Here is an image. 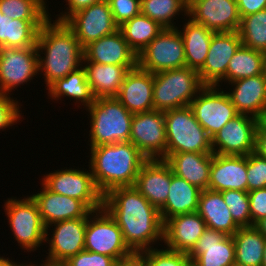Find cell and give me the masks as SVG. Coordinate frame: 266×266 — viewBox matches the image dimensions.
Returning a JSON list of instances; mask_svg holds the SVG:
<instances>
[{
	"label": "cell",
	"mask_w": 266,
	"mask_h": 266,
	"mask_svg": "<svg viewBox=\"0 0 266 266\" xmlns=\"http://www.w3.org/2000/svg\"><path fill=\"white\" fill-rule=\"evenodd\" d=\"M238 33L243 46L266 52V9L242 17Z\"/></svg>",
	"instance_id": "cell-38"
},
{
	"label": "cell",
	"mask_w": 266,
	"mask_h": 266,
	"mask_svg": "<svg viewBox=\"0 0 266 266\" xmlns=\"http://www.w3.org/2000/svg\"><path fill=\"white\" fill-rule=\"evenodd\" d=\"M240 17L266 9V0H236Z\"/></svg>",
	"instance_id": "cell-48"
},
{
	"label": "cell",
	"mask_w": 266,
	"mask_h": 266,
	"mask_svg": "<svg viewBox=\"0 0 266 266\" xmlns=\"http://www.w3.org/2000/svg\"><path fill=\"white\" fill-rule=\"evenodd\" d=\"M86 111L90 118V147L129 141L133 113L116 97L95 98Z\"/></svg>",
	"instance_id": "cell-4"
},
{
	"label": "cell",
	"mask_w": 266,
	"mask_h": 266,
	"mask_svg": "<svg viewBox=\"0 0 266 266\" xmlns=\"http://www.w3.org/2000/svg\"><path fill=\"white\" fill-rule=\"evenodd\" d=\"M46 90H48V98L52 101H62L61 98L68 97L67 100L70 99L71 101L73 99L74 103H78V107L84 106V109L95 100L83 67L69 73L64 78L56 80Z\"/></svg>",
	"instance_id": "cell-32"
},
{
	"label": "cell",
	"mask_w": 266,
	"mask_h": 266,
	"mask_svg": "<svg viewBox=\"0 0 266 266\" xmlns=\"http://www.w3.org/2000/svg\"><path fill=\"white\" fill-rule=\"evenodd\" d=\"M260 123L266 128V112L264 116L262 117V119L260 120Z\"/></svg>",
	"instance_id": "cell-56"
},
{
	"label": "cell",
	"mask_w": 266,
	"mask_h": 266,
	"mask_svg": "<svg viewBox=\"0 0 266 266\" xmlns=\"http://www.w3.org/2000/svg\"><path fill=\"white\" fill-rule=\"evenodd\" d=\"M225 91L220 86L204 85L189 105L210 137L239 115Z\"/></svg>",
	"instance_id": "cell-11"
},
{
	"label": "cell",
	"mask_w": 266,
	"mask_h": 266,
	"mask_svg": "<svg viewBox=\"0 0 266 266\" xmlns=\"http://www.w3.org/2000/svg\"><path fill=\"white\" fill-rule=\"evenodd\" d=\"M197 212L206 223V227L233 236L240 228L232 218L228 205L221 192L202 190L199 196Z\"/></svg>",
	"instance_id": "cell-29"
},
{
	"label": "cell",
	"mask_w": 266,
	"mask_h": 266,
	"mask_svg": "<svg viewBox=\"0 0 266 266\" xmlns=\"http://www.w3.org/2000/svg\"><path fill=\"white\" fill-rule=\"evenodd\" d=\"M159 247L144 250L136 253L135 256L143 263L144 266H188L192 261L188 253L173 251Z\"/></svg>",
	"instance_id": "cell-40"
},
{
	"label": "cell",
	"mask_w": 266,
	"mask_h": 266,
	"mask_svg": "<svg viewBox=\"0 0 266 266\" xmlns=\"http://www.w3.org/2000/svg\"><path fill=\"white\" fill-rule=\"evenodd\" d=\"M186 16L182 29L177 27L183 41L186 67L199 71L205 64L214 31Z\"/></svg>",
	"instance_id": "cell-31"
},
{
	"label": "cell",
	"mask_w": 266,
	"mask_h": 266,
	"mask_svg": "<svg viewBox=\"0 0 266 266\" xmlns=\"http://www.w3.org/2000/svg\"><path fill=\"white\" fill-rule=\"evenodd\" d=\"M84 250L110 256L117 262L135 256L125 243L120 227L104 208L93 211L88 217Z\"/></svg>",
	"instance_id": "cell-8"
},
{
	"label": "cell",
	"mask_w": 266,
	"mask_h": 266,
	"mask_svg": "<svg viewBox=\"0 0 266 266\" xmlns=\"http://www.w3.org/2000/svg\"><path fill=\"white\" fill-rule=\"evenodd\" d=\"M262 75L266 78V52L263 55Z\"/></svg>",
	"instance_id": "cell-54"
},
{
	"label": "cell",
	"mask_w": 266,
	"mask_h": 266,
	"mask_svg": "<svg viewBox=\"0 0 266 266\" xmlns=\"http://www.w3.org/2000/svg\"><path fill=\"white\" fill-rule=\"evenodd\" d=\"M164 28L153 19L136 15L119 26L130 49L138 55Z\"/></svg>",
	"instance_id": "cell-35"
},
{
	"label": "cell",
	"mask_w": 266,
	"mask_h": 266,
	"mask_svg": "<svg viewBox=\"0 0 266 266\" xmlns=\"http://www.w3.org/2000/svg\"><path fill=\"white\" fill-rule=\"evenodd\" d=\"M188 18L214 32L238 31L241 23L236 0H189Z\"/></svg>",
	"instance_id": "cell-18"
},
{
	"label": "cell",
	"mask_w": 266,
	"mask_h": 266,
	"mask_svg": "<svg viewBox=\"0 0 266 266\" xmlns=\"http://www.w3.org/2000/svg\"><path fill=\"white\" fill-rule=\"evenodd\" d=\"M0 266H18V263L5 256H0Z\"/></svg>",
	"instance_id": "cell-52"
},
{
	"label": "cell",
	"mask_w": 266,
	"mask_h": 266,
	"mask_svg": "<svg viewBox=\"0 0 266 266\" xmlns=\"http://www.w3.org/2000/svg\"><path fill=\"white\" fill-rule=\"evenodd\" d=\"M36 47L38 73L43 75L45 89L82 67L83 47L64 22L52 20L50 17L39 29Z\"/></svg>",
	"instance_id": "cell-2"
},
{
	"label": "cell",
	"mask_w": 266,
	"mask_h": 266,
	"mask_svg": "<svg viewBox=\"0 0 266 266\" xmlns=\"http://www.w3.org/2000/svg\"><path fill=\"white\" fill-rule=\"evenodd\" d=\"M40 191L31 194L45 227L59 221L85 217L91 210L81 201L51 192L41 183Z\"/></svg>",
	"instance_id": "cell-23"
},
{
	"label": "cell",
	"mask_w": 266,
	"mask_h": 266,
	"mask_svg": "<svg viewBox=\"0 0 266 266\" xmlns=\"http://www.w3.org/2000/svg\"><path fill=\"white\" fill-rule=\"evenodd\" d=\"M82 169L54 170L45 174L40 182L53 193L81 200L91 211L99 210L103 208L104 195L98 190L90 168Z\"/></svg>",
	"instance_id": "cell-9"
},
{
	"label": "cell",
	"mask_w": 266,
	"mask_h": 266,
	"mask_svg": "<svg viewBox=\"0 0 266 266\" xmlns=\"http://www.w3.org/2000/svg\"><path fill=\"white\" fill-rule=\"evenodd\" d=\"M4 212L13 238L22 250L34 252L45 243L46 227L31 195L23 199L8 198L4 202Z\"/></svg>",
	"instance_id": "cell-7"
},
{
	"label": "cell",
	"mask_w": 266,
	"mask_h": 266,
	"mask_svg": "<svg viewBox=\"0 0 266 266\" xmlns=\"http://www.w3.org/2000/svg\"><path fill=\"white\" fill-rule=\"evenodd\" d=\"M227 85L232 87L226 93L237 112L261 120L266 112V78L260 74L238 79Z\"/></svg>",
	"instance_id": "cell-22"
},
{
	"label": "cell",
	"mask_w": 266,
	"mask_h": 266,
	"mask_svg": "<svg viewBox=\"0 0 266 266\" xmlns=\"http://www.w3.org/2000/svg\"><path fill=\"white\" fill-rule=\"evenodd\" d=\"M137 66L157 73L186 67L184 41L177 28H164L137 55Z\"/></svg>",
	"instance_id": "cell-10"
},
{
	"label": "cell",
	"mask_w": 266,
	"mask_h": 266,
	"mask_svg": "<svg viewBox=\"0 0 266 266\" xmlns=\"http://www.w3.org/2000/svg\"><path fill=\"white\" fill-rule=\"evenodd\" d=\"M89 148L88 167L103 195L116 187L134 186L138 172L147 160L129 141Z\"/></svg>",
	"instance_id": "cell-3"
},
{
	"label": "cell",
	"mask_w": 266,
	"mask_h": 266,
	"mask_svg": "<svg viewBox=\"0 0 266 266\" xmlns=\"http://www.w3.org/2000/svg\"><path fill=\"white\" fill-rule=\"evenodd\" d=\"M266 187V159L252 152L247 155V192Z\"/></svg>",
	"instance_id": "cell-42"
},
{
	"label": "cell",
	"mask_w": 266,
	"mask_h": 266,
	"mask_svg": "<svg viewBox=\"0 0 266 266\" xmlns=\"http://www.w3.org/2000/svg\"><path fill=\"white\" fill-rule=\"evenodd\" d=\"M206 228L205 221L197 211L175 215L164 222L165 248L189 253Z\"/></svg>",
	"instance_id": "cell-21"
},
{
	"label": "cell",
	"mask_w": 266,
	"mask_h": 266,
	"mask_svg": "<svg viewBox=\"0 0 266 266\" xmlns=\"http://www.w3.org/2000/svg\"><path fill=\"white\" fill-rule=\"evenodd\" d=\"M213 152H180L170 154L165 161L173 174L184 178L201 190L208 189Z\"/></svg>",
	"instance_id": "cell-27"
},
{
	"label": "cell",
	"mask_w": 266,
	"mask_h": 266,
	"mask_svg": "<svg viewBox=\"0 0 266 266\" xmlns=\"http://www.w3.org/2000/svg\"><path fill=\"white\" fill-rule=\"evenodd\" d=\"M241 45L238 31L215 32L205 64L198 71L201 83L220 87L225 84L228 63Z\"/></svg>",
	"instance_id": "cell-17"
},
{
	"label": "cell",
	"mask_w": 266,
	"mask_h": 266,
	"mask_svg": "<svg viewBox=\"0 0 266 266\" xmlns=\"http://www.w3.org/2000/svg\"><path fill=\"white\" fill-rule=\"evenodd\" d=\"M250 201L251 226L266 217V187L248 192Z\"/></svg>",
	"instance_id": "cell-46"
},
{
	"label": "cell",
	"mask_w": 266,
	"mask_h": 266,
	"mask_svg": "<svg viewBox=\"0 0 266 266\" xmlns=\"http://www.w3.org/2000/svg\"><path fill=\"white\" fill-rule=\"evenodd\" d=\"M64 1L67 2L65 5H67L68 7H66L64 11L60 12V14L55 15L58 16L55 17L57 18L55 21L65 22L75 12L87 8L92 4L97 3L101 0H64Z\"/></svg>",
	"instance_id": "cell-47"
},
{
	"label": "cell",
	"mask_w": 266,
	"mask_h": 266,
	"mask_svg": "<svg viewBox=\"0 0 266 266\" xmlns=\"http://www.w3.org/2000/svg\"><path fill=\"white\" fill-rule=\"evenodd\" d=\"M92 212L82 218L59 221L46 227L45 244H49L46 260L64 263L84 250L87 220ZM50 230H53L52 234Z\"/></svg>",
	"instance_id": "cell-16"
},
{
	"label": "cell",
	"mask_w": 266,
	"mask_h": 266,
	"mask_svg": "<svg viewBox=\"0 0 266 266\" xmlns=\"http://www.w3.org/2000/svg\"><path fill=\"white\" fill-rule=\"evenodd\" d=\"M201 189L189 184L184 178L173 174L171 169V184L165 204L159 210L162 222L179 215L198 210Z\"/></svg>",
	"instance_id": "cell-30"
},
{
	"label": "cell",
	"mask_w": 266,
	"mask_h": 266,
	"mask_svg": "<svg viewBox=\"0 0 266 266\" xmlns=\"http://www.w3.org/2000/svg\"><path fill=\"white\" fill-rule=\"evenodd\" d=\"M166 158L180 152H213L211 137L196 120L190 106L164 111Z\"/></svg>",
	"instance_id": "cell-6"
},
{
	"label": "cell",
	"mask_w": 266,
	"mask_h": 266,
	"mask_svg": "<svg viewBox=\"0 0 266 266\" xmlns=\"http://www.w3.org/2000/svg\"><path fill=\"white\" fill-rule=\"evenodd\" d=\"M254 153L266 159V128L259 123L255 132Z\"/></svg>",
	"instance_id": "cell-49"
},
{
	"label": "cell",
	"mask_w": 266,
	"mask_h": 266,
	"mask_svg": "<svg viewBox=\"0 0 266 266\" xmlns=\"http://www.w3.org/2000/svg\"><path fill=\"white\" fill-rule=\"evenodd\" d=\"M83 53V62L137 65V55L130 49L120 30L90 42L83 48Z\"/></svg>",
	"instance_id": "cell-26"
},
{
	"label": "cell",
	"mask_w": 266,
	"mask_h": 266,
	"mask_svg": "<svg viewBox=\"0 0 266 266\" xmlns=\"http://www.w3.org/2000/svg\"><path fill=\"white\" fill-rule=\"evenodd\" d=\"M117 266H144V265L136 256H134L128 260L118 262Z\"/></svg>",
	"instance_id": "cell-50"
},
{
	"label": "cell",
	"mask_w": 266,
	"mask_h": 266,
	"mask_svg": "<svg viewBox=\"0 0 266 266\" xmlns=\"http://www.w3.org/2000/svg\"><path fill=\"white\" fill-rule=\"evenodd\" d=\"M263 55L264 52L241 45L228 63L225 84L262 74Z\"/></svg>",
	"instance_id": "cell-36"
},
{
	"label": "cell",
	"mask_w": 266,
	"mask_h": 266,
	"mask_svg": "<svg viewBox=\"0 0 266 266\" xmlns=\"http://www.w3.org/2000/svg\"><path fill=\"white\" fill-rule=\"evenodd\" d=\"M253 226L266 238V217L258 220Z\"/></svg>",
	"instance_id": "cell-51"
},
{
	"label": "cell",
	"mask_w": 266,
	"mask_h": 266,
	"mask_svg": "<svg viewBox=\"0 0 266 266\" xmlns=\"http://www.w3.org/2000/svg\"><path fill=\"white\" fill-rule=\"evenodd\" d=\"M41 262H43V263H41L39 266H66V264L65 263H62V262H52V261H48V260H41ZM33 266H38V264L36 265V264H33V263H31Z\"/></svg>",
	"instance_id": "cell-53"
},
{
	"label": "cell",
	"mask_w": 266,
	"mask_h": 266,
	"mask_svg": "<svg viewBox=\"0 0 266 266\" xmlns=\"http://www.w3.org/2000/svg\"><path fill=\"white\" fill-rule=\"evenodd\" d=\"M203 86L198 71L189 67L154 73V110L164 112L189 106Z\"/></svg>",
	"instance_id": "cell-5"
},
{
	"label": "cell",
	"mask_w": 266,
	"mask_h": 266,
	"mask_svg": "<svg viewBox=\"0 0 266 266\" xmlns=\"http://www.w3.org/2000/svg\"><path fill=\"white\" fill-rule=\"evenodd\" d=\"M261 266H266V242L264 246V255H263V260Z\"/></svg>",
	"instance_id": "cell-55"
},
{
	"label": "cell",
	"mask_w": 266,
	"mask_h": 266,
	"mask_svg": "<svg viewBox=\"0 0 266 266\" xmlns=\"http://www.w3.org/2000/svg\"><path fill=\"white\" fill-rule=\"evenodd\" d=\"M235 244V263L242 266H261L266 238L254 227H240L232 236Z\"/></svg>",
	"instance_id": "cell-34"
},
{
	"label": "cell",
	"mask_w": 266,
	"mask_h": 266,
	"mask_svg": "<svg viewBox=\"0 0 266 266\" xmlns=\"http://www.w3.org/2000/svg\"><path fill=\"white\" fill-rule=\"evenodd\" d=\"M131 142L147 159H166V129L163 111L133 114Z\"/></svg>",
	"instance_id": "cell-13"
},
{
	"label": "cell",
	"mask_w": 266,
	"mask_h": 266,
	"mask_svg": "<svg viewBox=\"0 0 266 266\" xmlns=\"http://www.w3.org/2000/svg\"><path fill=\"white\" fill-rule=\"evenodd\" d=\"M64 263L66 266H117L118 262L110 256L82 250Z\"/></svg>",
	"instance_id": "cell-45"
},
{
	"label": "cell",
	"mask_w": 266,
	"mask_h": 266,
	"mask_svg": "<svg viewBox=\"0 0 266 266\" xmlns=\"http://www.w3.org/2000/svg\"><path fill=\"white\" fill-rule=\"evenodd\" d=\"M170 184V165L163 159H147L138 172L134 187L160 210L166 202Z\"/></svg>",
	"instance_id": "cell-20"
},
{
	"label": "cell",
	"mask_w": 266,
	"mask_h": 266,
	"mask_svg": "<svg viewBox=\"0 0 266 266\" xmlns=\"http://www.w3.org/2000/svg\"><path fill=\"white\" fill-rule=\"evenodd\" d=\"M231 266H242V265L237 264V263H233Z\"/></svg>",
	"instance_id": "cell-59"
},
{
	"label": "cell",
	"mask_w": 266,
	"mask_h": 266,
	"mask_svg": "<svg viewBox=\"0 0 266 266\" xmlns=\"http://www.w3.org/2000/svg\"><path fill=\"white\" fill-rule=\"evenodd\" d=\"M260 120L239 114L211 137L214 154L247 156L254 152L255 132Z\"/></svg>",
	"instance_id": "cell-14"
},
{
	"label": "cell",
	"mask_w": 266,
	"mask_h": 266,
	"mask_svg": "<svg viewBox=\"0 0 266 266\" xmlns=\"http://www.w3.org/2000/svg\"><path fill=\"white\" fill-rule=\"evenodd\" d=\"M47 0H0V10L11 19L49 20Z\"/></svg>",
	"instance_id": "cell-39"
},
{
	"label": "cell",
	"mask_w": 266,
	"mask_h": 266,
	"mask_svg": "<svg viewBox=\"0 0 266 266\" xmlns=\"http://www.w3.org/2000/svg\"><path fill=\"white\" fill-rule=\"evenodd\" d=\"M232 218L239 227L251 226L250 201L247 191L224 190L221 192Z\"/></svg>",
	"instance_id": "cell-41"
},
{
	"label": "cell",
	"mask_w": 266,
	"mask_h": 266,
	"mask_svg": "<svg viewBox=\"0 0 266 266\" xmlns=\"http://www.w3.org/2000/svg\"><path fill=\"white\" fill-rule=\"evenodd\" d=\"M108 2L118 26L141 13V0H108Z\"/></svg>",
	"instance_id": "cell-44"
},
{
	"label": "cell",
	"mask_w": 266,
	"mask_h": 266,
	"mask_svg": "<svg viewBox=\"0 0 266 266\" xmlns=\"http://www.w3.org/2000/svg\"><path fill=\"white\" fill-rule=\"evenodd\" d=\"M136 66L82 62L86 79L95 98L115 97L127 73Z\"/></svg>",
	"instance_id": "cell-28"
},
{
	"label": "cell",
	"mask_w": 266,
	"mask_h": 266,
	"mask_svg": "<svg viewBox=\"0 0 266 266\" xmlns=\"http://www.w3.org/2000/svg\"><path fill=\"white\" fill-rule=\"evenodd\" d=\"M20 105V106H19ZM22 104L8 95L0 93V131L22 122L24 119L21 111Z\"/></svg>",
	"instance_id": "cell-43"
},
{
	"label": "cell",
	"mask_w": 266,
	"mask_h": 266,
	"mask_svg": "<svg viewBox=\"0 0 266 266\" xmlns=\"http://www.w3.org/2000/svg\"><path fill=\"white\" fill-rule=\"evenodd\" d=\"M18 266H33L32 264H31V262H29V263H27V264H21L20 262H18Z\"/></svg>",
	"instance_id": "cell-57"
},
{
	"label": "cell",
	"mask_w": 266,
	"mask_h": 266,
	"mask_svg": "<svg viewBox=\"0 0 266 266\" xmlns=\"http://www.w3.org/2000/svg\"><path fill=\"white\" fill-rule=\"evenodd\" d=\"M115 97L133 114L154 110L153 73L138 66L131 69Z\"/></svg>",
	"instance_id": "cell-25"
},
{
	"label": "cell",
	"mask_w": 266,
	"mask_h": 266,
	"mask_svg": "<svg viewBox=\"0 0 266 266\" xmlns=\"http://www.w3.org/2000/svg\"><path fill=\"white\" fill-rule=\"evenodd\" d=\"M181 12L188 16V4L184 0H141V13L163 28H177L174 20Z\"/></svg>",
	"instance_id": "cell-37"
},
{
	"label": "cell",
	"mask_w": 266,
	"mask_h": 266,
	"mask_svg": "<svg viewBox=\"0 0 266 266\" xmlns=\"http://www.w3.org/2000/svg\"><path fill=\"white\" fill-rule=\"evenodd\" d=\"M37 75L36 46L0 47V93L11 96V92L18 90L20 85H28Z\"/></svg>",
	"instance_id": "cell-12"
},
{
	"label": "cell",
	"mask_w": 266,
	"mask_h": 266,
	"mask_svg": "<svg viewBox=\"0 0 266 266\" xmlns=\"http://www.w3.org/2000/svg\"><path fill=\"white\" fill-rule=\"evenodd\" d=\"M208 189L247 191V156L212 153Z\"/></svg>",
	"instance_id": "cell-24"
},
{
	"label": "cell",
	"mask_w": 266,
	"mask_h": 266,
	"mask_svg": "<svg viewBox=\"0 0 266 266\" xmlns=\"http://www.w3.org/2000/svg\"><path fill=\"white\" fill-rule=\"evenodd\" d=\"M64 23L74 32L83 48L90 42L119 30L108 0H101L75 12Z\"/></svg>",
	"instance_id": "cell-15"
},
{
	"label": "cell",
	"mask_w": 266,
	"mask_h": 266,
	"mask_svg": "<svg viewBox=\"0 0 266 266\" xmlns=\"http://www.w3.org/2000/svg\"><path fill=\"white\" fill-rule=\"evenodd\" d=\"M48 20H18L0 15V47L36 46L39 29Z\"/></svg>",
	"instance_id": "cell-33"
},
{
	"label": "cell",
	"mask_w": 266,
	"mask_h": 266,
	"mask_svg": "<svg viewBox=\"0 0 266 266\" xmlns=\"http://www.w3.org/2000/svg\"><path fill=\"white\" fill-rule=\"evenodd\" d=\"M188 266H197V265L193 261H191Z\"/></svg>",
	"instance_id": "cell-58"
},
{
	"label": "cell",
	"mask_w": 266,
	"mask_h": 266,
	"mask_svg": "<svg viewBox=\"0 0 266 266\" xmlns=\"http://www.w3.org/2000/svg\"><path fill=\"white\" fill-rule=\"evenodd\" d=\"M103 208L118 224L125 243L135 254L163 243L164 223L159 210L134 186L108 191L103 196Z\"/></svg>",
	"instance_id": "cell-1"
},
{
	"label": "cell",
	"mask_w": 266,
	"mask_h": 266,
	"mask_svg": "<svg viewBox=\"0 0 266 266\" xmlns=\"http://www.w3.org/2000/svg\"><path fill=\"white\" fill-rule=\"evenodd\" d=\"M188 256L197 266H231L235 263L233 237L206 228Z\"/></svg>",
	"instance_id": "cell-19"
}]
</instances>
